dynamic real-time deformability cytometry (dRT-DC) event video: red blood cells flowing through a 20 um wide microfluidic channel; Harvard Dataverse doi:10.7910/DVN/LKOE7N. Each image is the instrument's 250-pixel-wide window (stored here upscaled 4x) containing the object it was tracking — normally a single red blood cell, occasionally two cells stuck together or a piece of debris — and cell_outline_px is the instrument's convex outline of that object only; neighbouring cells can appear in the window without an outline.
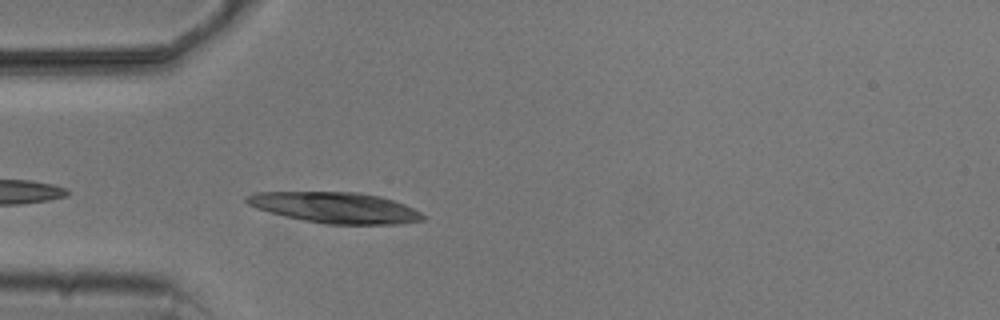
{"species": "common noctule bat (a hibernating species)", "species_latin": "Nyctalus noctula", "temperature_condition": "cold", "stored_images_in_passage": 4, "camera_frame_rate_fps": 3000, "um_per_image_px": 0.085, "animal": {"sex": "male", "body_mass_g": 20.5, "forearm_length_mm": 52.5}, "frame": {"image": 1, "passage_image": 4, "time_ms": 4.333, "image_size_px": [1000, 320], "cell_outline_px": [[428, 216], [424, 220], [400, 224], [328, 224], [304, 220], [256, 208], [248, 204], [244, 200], [244, 196], [256, 192], [360, 192], [380, 196], [404, 204]], "centroid_in_image_um": [28.54, 17.64], "position_along_channel_um": 56.5, "area_um2": 31.56}}